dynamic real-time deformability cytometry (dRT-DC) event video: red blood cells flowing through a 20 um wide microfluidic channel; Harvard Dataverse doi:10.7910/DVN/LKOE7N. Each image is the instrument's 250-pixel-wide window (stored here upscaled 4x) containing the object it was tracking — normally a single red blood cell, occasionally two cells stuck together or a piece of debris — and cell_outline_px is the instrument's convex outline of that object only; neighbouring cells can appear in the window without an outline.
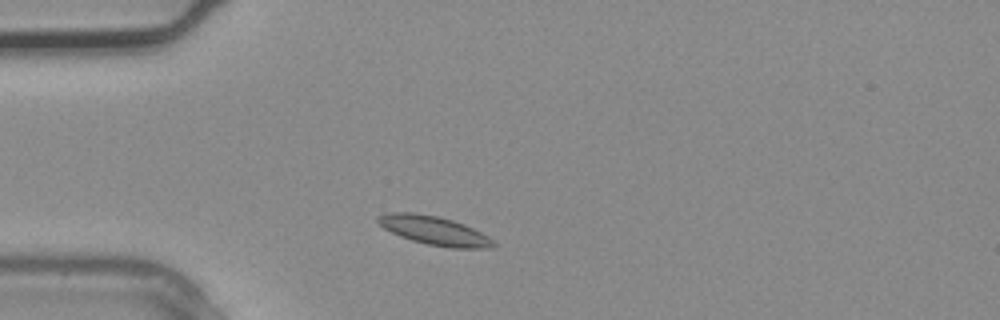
{"species": "common noctule bat (a hibernating species)", "species_latin": "Nyctalus noctula", "temperature_condition": "warm", "stored_images_in_passage": 2, "camera_frame_rate_fps": 3000, "um_per_image_px": 0.085, "animal": {"sex": "male", "body_mass_g": 20.4}, "frame": {"image": 1, "passage_image": 2, "time_ms": 0.333, "image_size_px": [1000, 320], "cell_outline_px": [[496, 244], [484, 248], [452, 248], [428, 244], [412, 240], [400, 236], [384, 228], [376, 220], [376, 216], [388, 212], [412, 212], [436, 216], [452, 220], [464, 224], [488, 236]], "centroid_in_image_um": [36.86, 19.58], "position_along_channel_um": 48.1, "area_um2": 19.07}}